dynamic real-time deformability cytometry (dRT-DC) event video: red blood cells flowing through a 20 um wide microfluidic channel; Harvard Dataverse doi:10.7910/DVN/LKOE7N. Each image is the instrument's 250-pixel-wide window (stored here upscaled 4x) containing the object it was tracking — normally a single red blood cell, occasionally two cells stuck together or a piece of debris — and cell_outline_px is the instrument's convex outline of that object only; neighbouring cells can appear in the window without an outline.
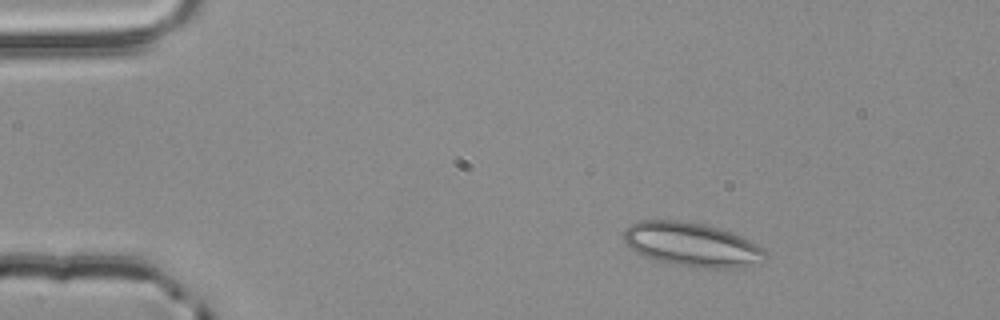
{"species": "common noctule bat (a hibernating species)", "species_latin": "Nyctalus noctula", "temperature_condition": "room temperature", "stored_images_in_passage": 2, "camera_frame_rate_fps": 3000, "um_per_image_px": 0.085, "animal": {"sex": "male", "body_mass_g": 20.4}, "frame": {"image": 1, "passage_image": 1, "time_ms": 0.0, "image_size_px": [1000, 320], "cell_outline_px": [[768, 260], [736, 268], [708, 268], [672, 264], [656, 260], [644, 256], [636, 252], [624, 240], [624, 232], [632, 224], [640, 220], [680, 220], [704, 224], [740, 236], [764, 248], [768, 252]], "centroid_in_image_um": [58.85, 20.8], "position_along_channel_um": 26.2, "area_um2": 36.01}}